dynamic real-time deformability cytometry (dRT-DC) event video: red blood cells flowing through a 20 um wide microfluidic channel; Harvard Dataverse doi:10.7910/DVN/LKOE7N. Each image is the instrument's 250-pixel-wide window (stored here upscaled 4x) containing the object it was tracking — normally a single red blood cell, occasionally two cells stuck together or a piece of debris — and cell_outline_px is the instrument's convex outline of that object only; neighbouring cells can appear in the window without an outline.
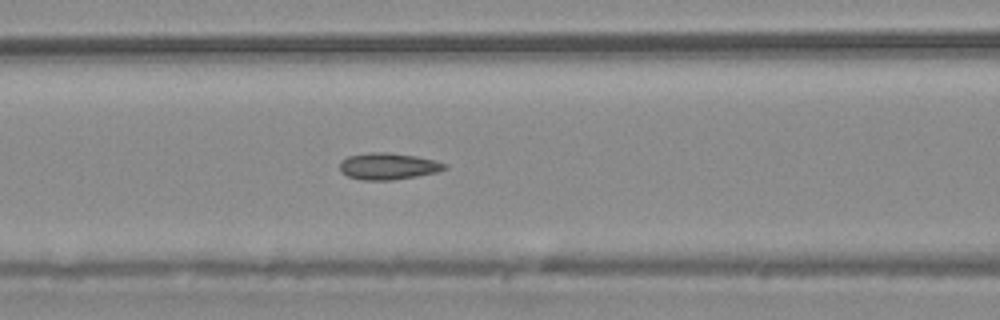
{"species": "common noctule bat (a hibernating species)", "species_latin": "Nyctalus noctula", "temperature_condition": "warm", "stored_images_in_passage": 55, "camera_frame_rate_fps": 3000, "um_per_image_px": 0.085, "animal": {"sex": "male", "body_mass_g": 20.4}, "frame": {"image": 1, "passage_image": 24, "time_ms": 7.667, "image_size_px": [1000, 320], "cell_outline_px": [[448, 168], [436, 172], [416, 176], [392, 180], [360, 180], [348, 176], [340, 172], [340, 160], [348, 156], [372, 152], [388, 152], [416, 156], [448, 164]], "centroid_in_image_um": [32.97, 14.13], "position_along_channel_um": 133.6, "area_um2": 16.3}}